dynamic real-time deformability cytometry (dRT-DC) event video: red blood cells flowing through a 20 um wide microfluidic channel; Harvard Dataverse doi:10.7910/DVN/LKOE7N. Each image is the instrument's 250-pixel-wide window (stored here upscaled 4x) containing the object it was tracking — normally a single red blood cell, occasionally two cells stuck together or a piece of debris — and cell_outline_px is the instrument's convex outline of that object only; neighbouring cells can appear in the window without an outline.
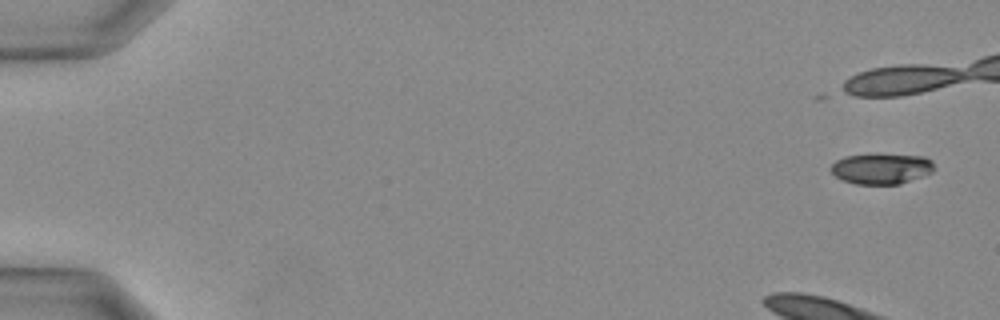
{"species": "Egyptian fruit bat (a non-hibernating species)", "species_latin": "Rousettus aegyptiacus", "temperature_condition": "warm", "stored_images_in_passage": 31, "camera_frame_rate_fps": 3000, "um_per_image_px": 0.085, "animal": {"sex": "female"}, "frame": {"image": 1, "passage_image": 1, "time_ms": 0.0, "image_size_px": [1000, 320], "cell_outline_px": [[932, 172], [900, 184], [856, 184], [844, 180], [836, 176], [828, 168], [836, 160], [844, 156], [924, 156], [932, 160]], "centroid_in_image_um": [74.88, 14.36], "position_along_channel_um": 10.1, "area_um2": 17.74}}